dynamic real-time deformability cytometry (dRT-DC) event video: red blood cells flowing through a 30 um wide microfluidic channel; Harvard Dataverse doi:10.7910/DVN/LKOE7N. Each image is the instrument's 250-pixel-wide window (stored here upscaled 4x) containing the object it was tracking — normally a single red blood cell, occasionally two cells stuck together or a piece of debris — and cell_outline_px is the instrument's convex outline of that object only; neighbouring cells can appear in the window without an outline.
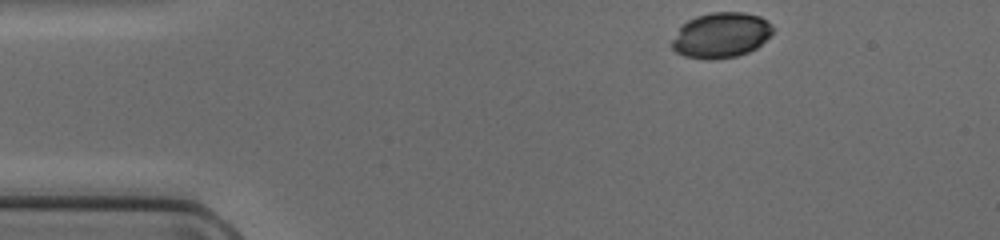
{"species": "common noctule bat (a hibernating species)", "species_latin": "Nyctalus noctula", "temperature_condition": "cold", "stored_images_in_passage": 42, "camera_frame_rate_fps": 3000, "um_per_image_px": 0.085, "animal": {"sex": "female", "body_mass_g": 17.0, "forearm_length_mm": 48.0}, "frame": {"image": 1, "passage_image": 1, "time_ms": 0.0, "image_size_px": [1000, 240], "cell_outline_px": [[776, 28], [756, 48], [748, 52], [736, 56], [712, 60], [684, 56], [676, 52], [672, 48], [672, 40], [680, 28], [688, 20], [696, 16], [712, 12], [744, 12], [760, 16], [768, 20]], "centroid_in_image_um": [61.31, 2.98], "position_along_channel_um": 23.7, "area_um2": 26.59}}
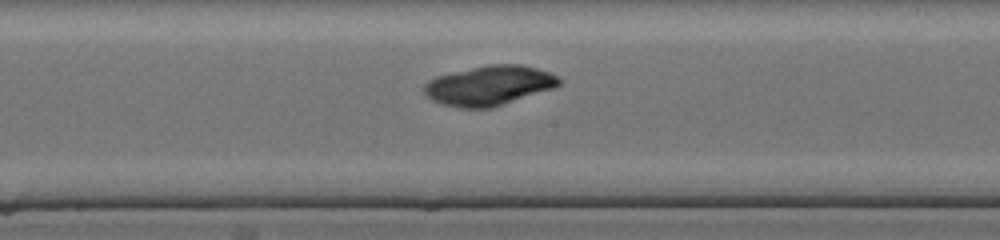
{"frame": {"image": 2, "passage_image": 19, "time_ms": 6.0, "image_size_px": [1000, 240], "cell_outline_px": [[560, 84], [556, 88], [492, 108], [460, 108], [444, 104], [432, 100], [424, 92], [424, 84], [428, 80], [436, 76], [488, 64], [520, 64], [536, 68], [548, 72], [556, 76], [560, 80]], "centroid_in_image_um": [41.59, 7.27], "position_along_channel_um": 206.6, "area_um2": 31.21}}
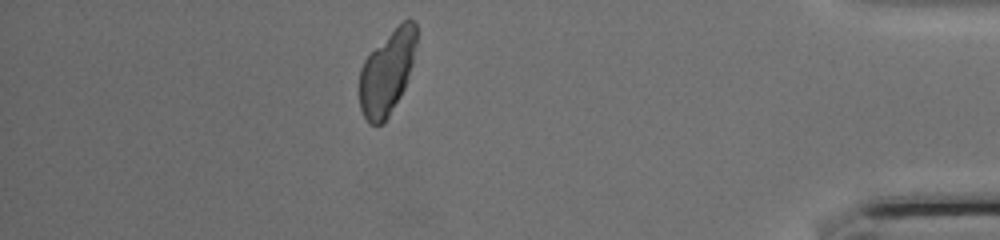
{"frame": {"image": 3, "passage_image": 36, "time_ms": 11.667, "image_size_px": [1000, 240], "cell_outline_px": [[416, 44], [412, 64], [404, 88], [400, 96], [384, 124], [368, 124], [360, 108], [360, 68], [364, 60], [408, 16], [416, 24]], "centroid_in_image_um": [32.9, 6.2], "position_along_channel_um": 402.3, "area_um2": 27.28}}